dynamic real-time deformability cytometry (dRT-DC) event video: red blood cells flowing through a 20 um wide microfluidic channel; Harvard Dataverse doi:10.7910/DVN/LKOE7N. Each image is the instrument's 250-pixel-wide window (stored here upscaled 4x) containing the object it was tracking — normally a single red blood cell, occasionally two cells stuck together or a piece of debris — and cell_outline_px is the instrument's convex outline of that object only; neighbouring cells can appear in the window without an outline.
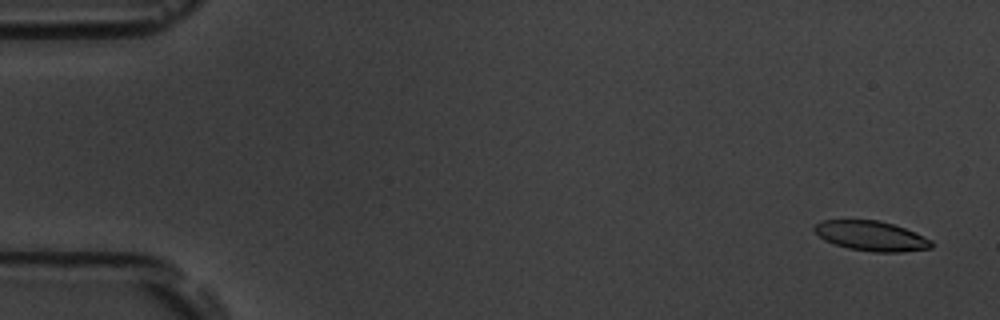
{"species": "common noctule bat (a hibernating species)", "species_latin": "Nyctalus noctula", "temperature_condition": "room temperature", "stored_images_in_passage": 56, "camera_frame_rate_fps": 3000, "um_per_image_px": 0.085, "animal": {"sex": "male", "body_mass_g": 19.5, "forearm_length_mm": 54.6}, "frame": {"image": 1, "passage_image": 3, "time_ms": 0.667, "image_size_px": [1000, 320], "cell_outline_px": [[932, 248], [900, 252], [872, 252], [848, 248], [824, 240], [812, 228], [820, 220], [880, 220], [904, 228], [932, 240]], "centroid_in_image_um": [74.04, 20.05], "position_along_channel_um": 11.0, "area_um2": 20.23}}
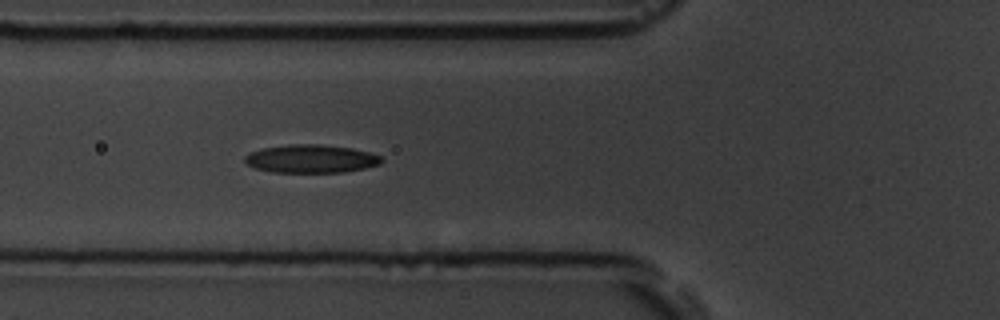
{"frame": {"image": 2, "passage_image": 21, "time_ms": 6.667, "image_size_px": [1000, 320], "cell_outline_px": [[384, 160], [380, 164], [364, 168], [344, 172], [272, 172], [256, 168], [248, 164], [244, 160], [244, 156], [248, 152], [264, 148], [288, 144], [316, 144], [352, 148], [368, 152], [380, 156]], "centroid_in_image_um": [26.42, 13.49], "position_along_channel_um": 99.4, "area_um2": 22.37}}
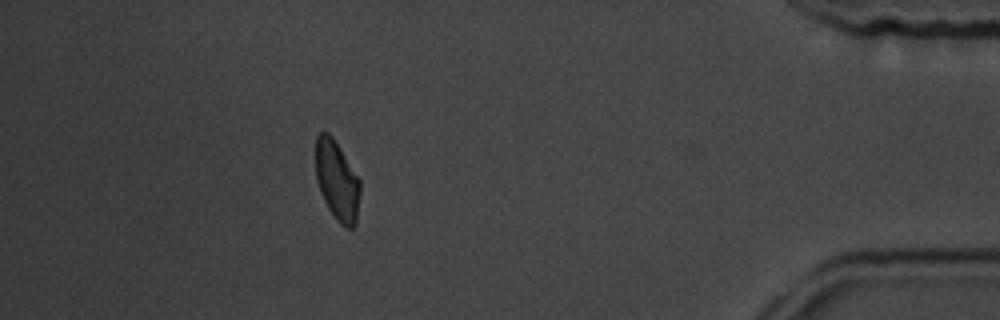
{"frame": {"image": 3, "passage_image": 50, "time_ms": 16.333, "image_size_px": [1000, 320], "cell_outline_px": [[360, 192], [356, 224], [352, 228], [344, 228], [336, 220], [328, 208], [320, 192], [316, 180], [316, 136], [320, 132], [328, 132], [332, 136], [360, 180]], "centroid_in_image_um": [28.64, 15.38], "position_along_channel_um": 406.6, "area_um2": 20.63}, "authors_computed_cell_mechanics": {"area_um2": 21.0681, "velocity_mm_per_s": 3.706, "shape_relaxation_time_tau1_ms": null, "shape_relaxation_time_tau2_ms": 9.2687, "deformation_change_tau1": null, "deformation_change_tau2": 0.1712}}